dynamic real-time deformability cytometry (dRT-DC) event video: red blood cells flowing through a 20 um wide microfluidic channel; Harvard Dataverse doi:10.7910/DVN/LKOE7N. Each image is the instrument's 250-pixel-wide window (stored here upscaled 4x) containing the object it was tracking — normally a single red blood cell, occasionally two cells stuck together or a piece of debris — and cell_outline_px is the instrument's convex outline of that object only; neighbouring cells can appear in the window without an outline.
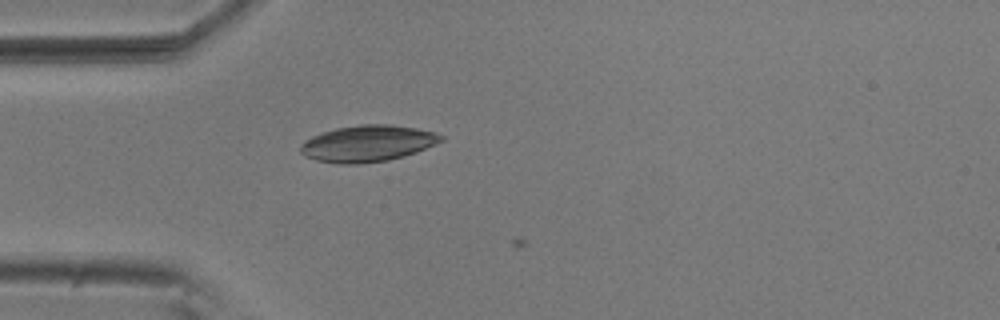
{"species": "common noctule bat (a hibernating species)", "species_latin": "Nyctalus noctula", "temperature_condition": "room temperature", "stored_images_in_passage": 8, "camera_frame_rate_fps": 3000, "um_per_image_px": 0.085, "animal": {"sex": "male", "body_mass_g": 20.5, "forearm_length_mm": 52.5}, "frame": {"image": 1, "passage_image": 7, "time_ms": 2.0, "image_size_px": [1000, 320], "cell_outline_px": [[444, 140], [436, 144], [416, 152], [404, 156], [388, 160], [360, 164], [336, 164], [316, 160], [304, 156], [300, 152], [300, 144], [304, 140], [320, 132], [336, 128], [360, 124], [392, 124], [416, 128], [436, 132], [444, 136]], "centroid_in_image_um": [31.23, 12.19], "position_along_channel_um": 53.8, "area_um2": 30.23}}